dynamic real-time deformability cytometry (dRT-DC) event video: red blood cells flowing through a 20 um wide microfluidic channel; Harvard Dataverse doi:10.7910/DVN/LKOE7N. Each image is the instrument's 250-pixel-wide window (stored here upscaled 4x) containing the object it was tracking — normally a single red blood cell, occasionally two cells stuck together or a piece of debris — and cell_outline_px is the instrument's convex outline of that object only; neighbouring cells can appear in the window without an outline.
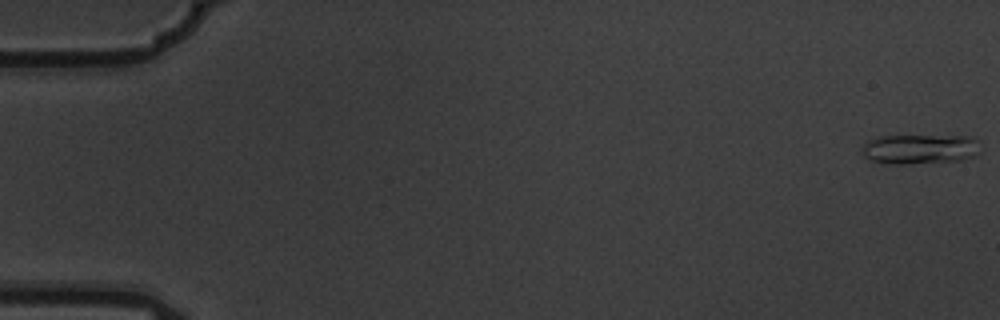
{"species": "common noctule bat (a hibernating species)", "species_latin": "Nyctalus noctula", "temperature_condition": "warm", "stored_images_in_passage": 6, "camera_frame_rate_fps": 3000, "um_per_image_px": 0.085, "animal": {"sex": "male", "body_mass_g": 19.5, "forearm_length_mm": 54.6}, "frame": {"image": 1, "passage_image": 1, "time_ms": 0.0, "image_size_px": [1000, 320], "cell_outline_px": [[980, 152], [976, 156], [964, 160], [908, 164], [888, 164], [872, 160], [864, 156], [860, 152], [864, 144], [868, 140], [880, 136], [972, 136], [976, 140]], "centroid_in_image_um": [78.2, 12.68], "position_along_channel_um": 6.8, "area_um2": 20.75}}
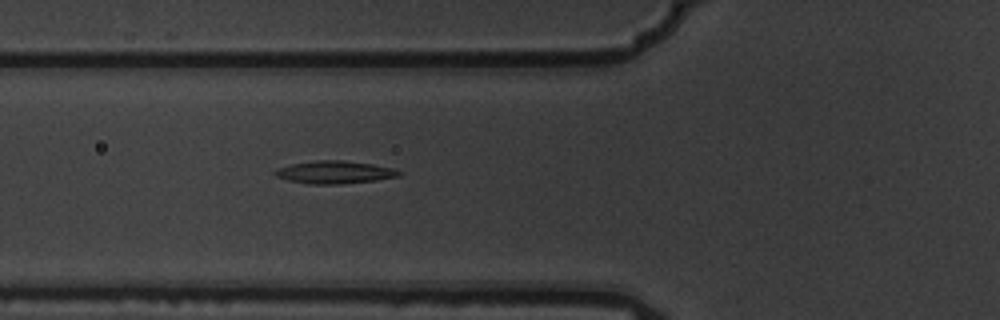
{"frame": {"image": 2, "passage_image": 6, "time_ms": 1.667, "image_size_px": [1000, 320], "cell_outline_px": [[400, 176], [376, 180], [340, 184], [308, 184], [288, 180], [276, 176], [272, 172], [276, 168], [292, 164], [316, 160], [340, 160], [372, 164], [392, 168], [400, 172]], "centroid_in_image_um": [28.39, 14.64], "position_along_channel_um": 97.4, "area_um2": 16.3}}